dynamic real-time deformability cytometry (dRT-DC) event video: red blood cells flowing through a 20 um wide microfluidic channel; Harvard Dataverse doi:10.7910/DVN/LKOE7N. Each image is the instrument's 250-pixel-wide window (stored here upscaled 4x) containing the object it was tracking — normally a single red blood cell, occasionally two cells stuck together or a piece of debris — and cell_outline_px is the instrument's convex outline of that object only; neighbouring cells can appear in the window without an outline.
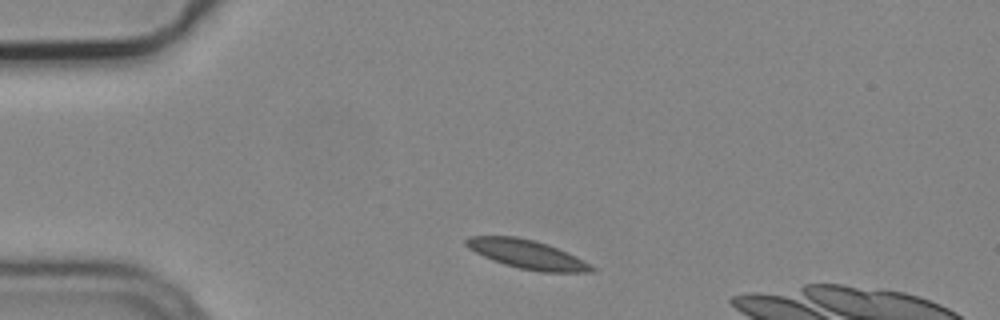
{"species": "common noctule bat (a hibernating species)", "species_latin": "Nyctalus noctula", "temperature_condition": "cold", "stored_images_in_passage": 3, "camera_frame_rate_fps": 3000, "um_per_image_px": 0.085, "animal": {"sex": "male", "body_mass_g": 19.2, "forearm_length_mm": 51.8}, "frame": {"image": 1, "passage_image": 1, "time_ms": 0.0, "image_size_px": [1000, 320], "cell_outline_px": [[596, 268], [592, 272], [544, 272], [520, 268], [504, 264], [492, 260], [468, 248], [464, 244], [464, 240], [468, 236], [516, 236], [548, 244], [568, 252], [576, 256]], "centroid_in_image_um": [44.79, 21.61], "position_along_channel_um": 40.2, "area_um2": 20.98}}